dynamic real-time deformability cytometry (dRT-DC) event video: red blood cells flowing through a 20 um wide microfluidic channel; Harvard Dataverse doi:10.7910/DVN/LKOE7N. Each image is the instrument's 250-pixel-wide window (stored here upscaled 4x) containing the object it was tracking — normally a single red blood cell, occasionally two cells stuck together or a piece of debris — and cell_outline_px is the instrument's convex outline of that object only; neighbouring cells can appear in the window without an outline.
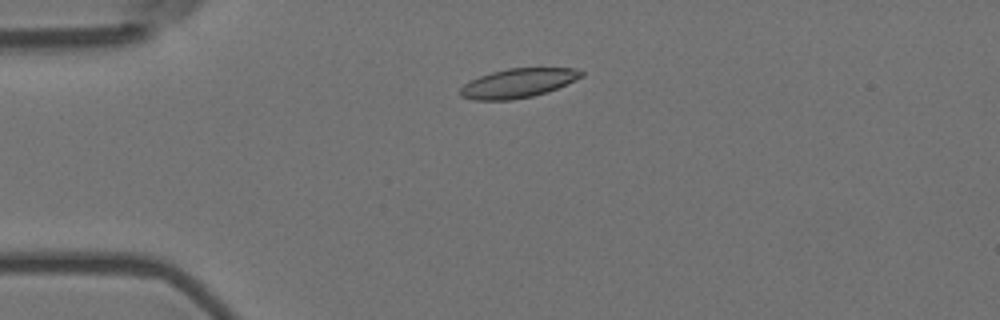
{"species": "Egyptian fruit bat (a non-hibernating species)", "species_latin": "Rousettus aegyptiacus", "temperature_condition": "room temperature", "stored_images_in_passage": 5, "camera_frame_rate_fps": 3000, "um_per_image_px": 0.085, "animal": {"sex": "female"}, "frame": {"image": 1, "passage_image": 3, "time_ms": 0.667, "image_size_px": [1000, 320], "cell_outline_px": [[584, 76], [576, 80], [548, 92], [532, 96], [512, 100], [472, 100], [460, 96], [460, 88], [464, 84], [480, 76], [492, 72], [508, 68], [576, 68], [584, 72]], "centroid_in_image_um": [44.05, 7.07], "position_along_channel_um": 40.9, "area_um2": 20.63}}